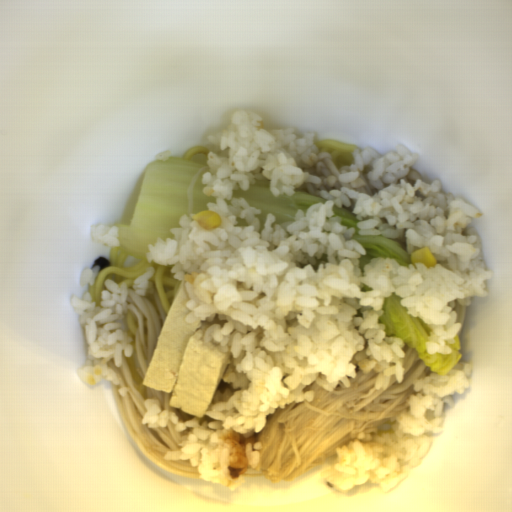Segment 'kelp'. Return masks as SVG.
Listing matches in <instances>:
<instances>
[{
	"mask_svg": "<svg viewBox=\"0 0 512 512\" xmlns=\"http://www.w3.org/2000/svg\"><path fill=\"white\" fill-rule=\"evenodd\" d=\"M93 267L94 266H99L100 267V270L99 271H102L104 270L105 268L109 267L110 265V262L108 260V258L104 257V256H100L98 259H96L94 262H93Z\"/></svg>",
	"mask_w": 512,
	"mask_h": 512,
	"instance_id": "obj_1",
	"label": "kelp"
}]
</instances>
